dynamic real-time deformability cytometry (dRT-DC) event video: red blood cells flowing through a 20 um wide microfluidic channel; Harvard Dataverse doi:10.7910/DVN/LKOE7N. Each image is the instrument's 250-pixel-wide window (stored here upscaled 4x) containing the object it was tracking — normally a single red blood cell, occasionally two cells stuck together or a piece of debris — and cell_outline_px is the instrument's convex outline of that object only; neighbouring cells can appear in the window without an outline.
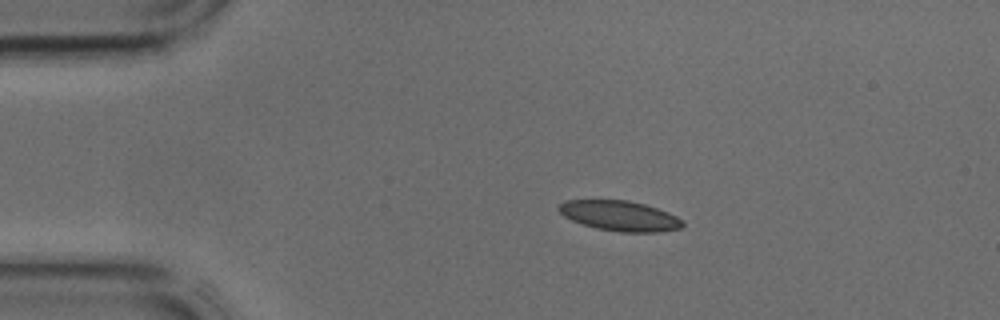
{"species": "common noctule bat (a hibernating species)", "species_latin": "Nyctalus noctula", "temperature_condition": "cold", "stored_images_in_passage": 6, "camera_frame_rate_fps": 3000, "um_per_image_px": 0.085, "animal": {"sex": "male", "body_mass_g": 17.9, "forearm_length_mm": 54.2}, "frame": {"image": 1, "passage_image": 1, "time_ms": 0.0, "image_size_px": [1000, 320], "cell_outline_px": [[684, 224], [680, 228], [660, 232], [620, 232], [596, 228], [572, 220], [564, 216], [556, 208], [564, 200], [628, 200], [644, 204], [668, 212], [676, 216]], "centroid_in_image_um": [52.66, 18.34], "position_along_channel_um": 32.3, "area_um2": 21.62}}